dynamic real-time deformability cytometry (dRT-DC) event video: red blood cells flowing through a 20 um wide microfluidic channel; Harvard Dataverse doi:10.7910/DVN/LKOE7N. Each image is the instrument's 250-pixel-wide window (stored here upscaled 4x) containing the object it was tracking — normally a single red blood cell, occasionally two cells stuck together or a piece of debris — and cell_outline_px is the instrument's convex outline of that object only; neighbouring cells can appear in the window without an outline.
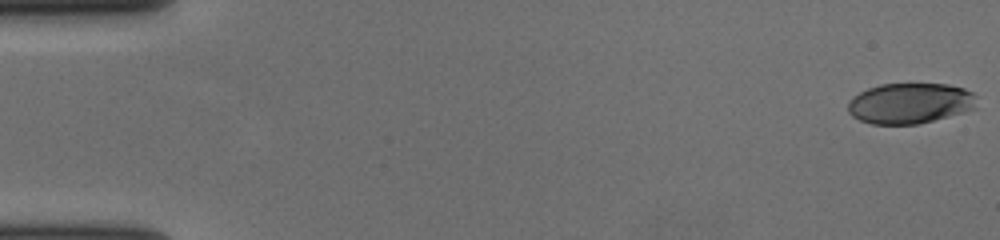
{"species": "human", "species_latin": "Homo sapiens", "temperature_condition": "cold", "stored_images_in_passage": 58, "camera_frame_rate_fps": 3000, "um_per_image_px": 0.085, "donor": {"sex": "female"}, "frame": {"image": 1, "passage_image": 1, "time_ms": 0.0, "image_size_px": [1000, 240], "cell_outline_px": [[976, 108], [920, 124], [872, 124], [860, 120], [852, 116], [848, 112], [848, 100], [852, 96], [868, 88], [880, 84], [948, 84], [964, 88], [972, 92], [976, 96]], "centroid_in_image_um": [77.33, 8.77], "position_along_channel_um": 7.7, "area_um2": 30.58}}
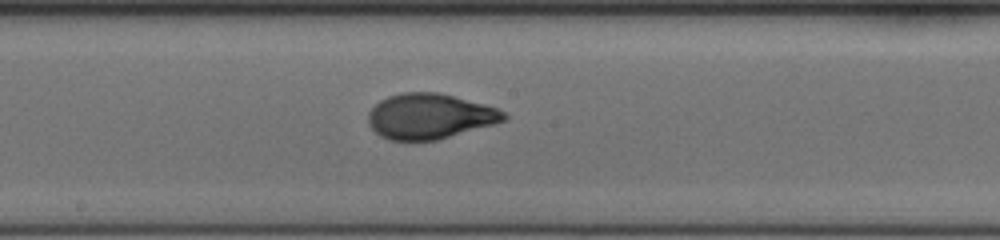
{"frame": {"image": 2, "passage_image": 32, "time_ms": 10.333, "image_size_px": [1000, 240], "cell_outline_px": [[508, 120], [436, 140], [388, 140], [380, 136], [368, 124], [368, 112], [380, 100], [388, 96], [400, 92], [440, 92], [484, 104], [496, 108], [504, 112], [508, 116]], "centroid_in_image_um": [36.51, 9.87], "position_along_channel_um": 211.7, "area_um2": 35.84}}
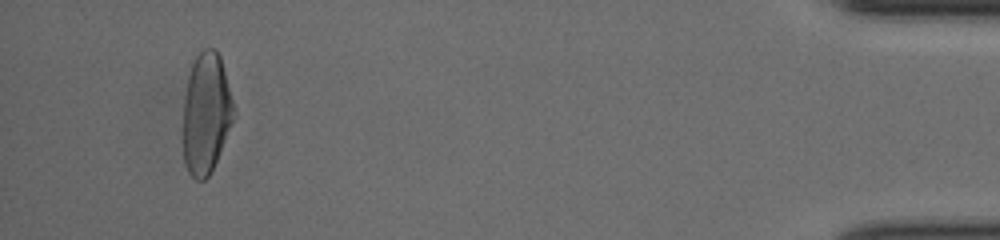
{"frame": {"image": 3, "passage_image": 55, "time_ms": 18.0, "image_size_px": [1000, 240], "cell_outline_px": [[232, 120], [216, 160], [208, 176], [204, 180], [196, 180], [188, 172], [184, 164], [184, 100], [188, 76], [192, 60], [204, 48], [216, 48], [220, 56], [232, 100]], "centroid_in_image_um": [17.48, 9.6], "position_along_channel_um": 417.7, "area_um2": 34.85}, "authors_computed_cell_mechanics": {"area_um2": 34.9112, "velocity_mm_per_s": 3.6426, "shape_relaxation_time_tau1_ms": 4.5247, "shape_relaxation_time_tau2_ms": 0.7801, "deformation_change_tau1": 0.2, "deformation_change_tau2": 0.06}}